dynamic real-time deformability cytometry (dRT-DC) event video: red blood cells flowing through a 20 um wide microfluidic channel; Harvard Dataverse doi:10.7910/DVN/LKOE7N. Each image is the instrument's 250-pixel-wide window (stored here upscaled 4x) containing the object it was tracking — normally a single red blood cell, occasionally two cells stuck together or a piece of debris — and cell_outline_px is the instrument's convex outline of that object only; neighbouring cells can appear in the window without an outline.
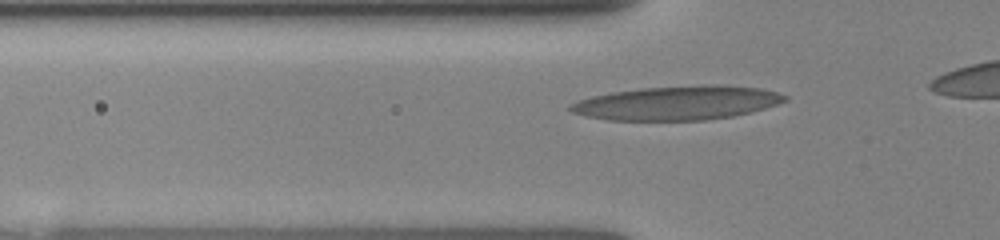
{"species": "human", "species_latin": "Homo sapiens", "temperature_condition": "room temperature", "stored_images_in_passage": 16, "camera_frame_rate_fps": 3000, "um_per_image_px": 0.085, "donor": {"sex": "female"}, "frame": {"image": 1, "passage_image": 7, "time_ms": 2.333, "image_size_px": [1000, 240], "cell_outline_px": [[788, 100], [764, 108], [732, 116], [704, 120], [608, 120], [584, 116], [572, 112], [568, 108], [568, 104], [592, 96], [612, 92], [640, 88], [704, 84], [716, 84], [760, 88], [776, 92], [788, 96]], "centroid_in_image_um": [57.54, 8.74], "position_along_channel_um": 68.3, "area_um2": 42.48}}
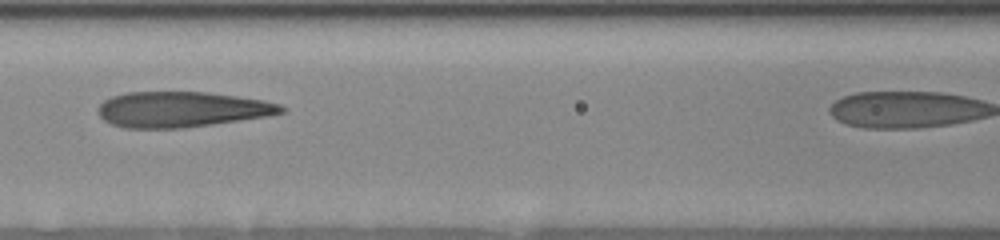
{"frame": {"image": 2, "passage_image": 12, "time_ms": 4.333, "image_size_px": [1000, 240], "cell_outline_px": [[288, 108], [284, 112], [268, 116], [184, 128], [124, 128], [112, 124], [104, 120], [96, 112], [96, 108], [104, 100], [112, 96], [128, 92], [204, 92], [236, 96], [264, 100], [280, 104]], "centroid_in_image_um": [15.43, 9.3], "position_along_channel_um": 151.2, "area_um2": 38.03}}
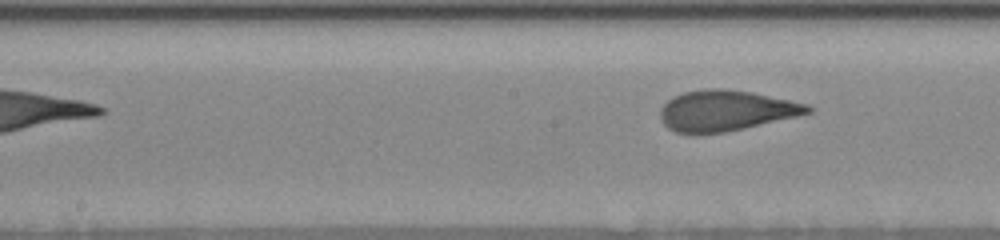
{"frame": {"image": 3, "passage_image": 16, "time_ms": 6.667, "image_size_px": [1000, 240], "cell_outline_px": [[812, 112], [796, 116], [744, 128], [724, 132], [676, 132], [668, 128], [660, 120], [660, 108], [672, 96], [684, 92], [708, 88], [720, 88], [752, 92], [808, 104], [812, 108]], "centroid_in_image_um": [61.68, 9.38], "position_along_channel_um": 186.5, "area_um2": 34.51}}